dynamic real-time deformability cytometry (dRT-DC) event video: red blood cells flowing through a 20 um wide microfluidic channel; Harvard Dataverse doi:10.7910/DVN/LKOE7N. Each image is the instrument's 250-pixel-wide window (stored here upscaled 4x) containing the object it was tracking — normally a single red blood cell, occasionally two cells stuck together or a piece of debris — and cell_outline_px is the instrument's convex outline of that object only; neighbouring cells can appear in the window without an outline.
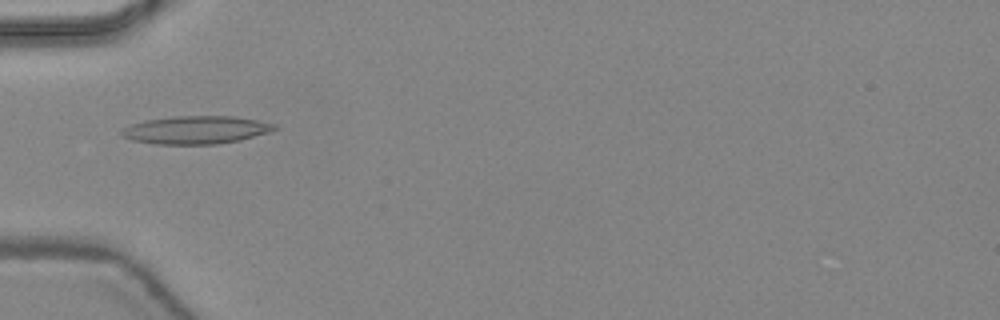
{"species": "common noctule bat (a hibernating species)", "species_latin": "Nyctalus noctula", "temperature_condition": "warm", "stored_images_in_passage": 45, "camera_frame_rate_fps": 3000, "um_per_image_px": 0.085, "animal": {"sex": "female", "body_mass_g": 24.6, "forearm_length_mm": 56.2}, "frame": {"image": 1, "passage_image": 15, "time_ms": 4.667, "image_size_px": [1000, 320], "cell_outline_px": [[280, 128], [268, 132], [240, 140], [216, 144], [156, 144], [132, 140], [120, 136], [120, 132], [128, 124], [148, 120], [172, 116], [236, 116], [276, 124]], "centroid_in_image_um": [16.64, 11.04], "position_along_channel_um": 68.4, "area_um2": 24.97}}
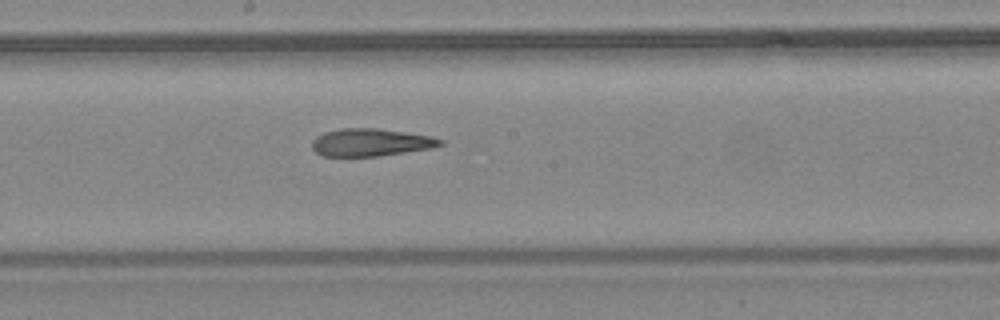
{"frame": {"image": 2, "passage_image": 25, "time_ms": 8.0, "image_size_px": [1000, 320], "cell_outline_px": [[444, 144], [428, 148], [404, 152], [376, 156], [320, 156], [312, 148], [312, 140], [316, 136], [324, 132], [340, 128], [376, 128], [432, 136], [444, 140]], "centroid_in_image_um": [31.47, 12.09], "position_along_channel_um": 216.7, "area_um2": 20.52}}
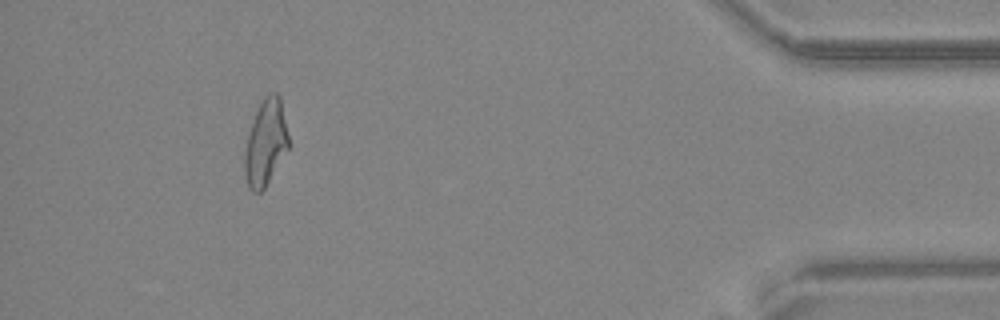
{"frame": {"image": 3, "passage_image": 42, "time_ms": 13.667, "image_size_px": [1000, 320], "cell_outline_px": [[288, 148], [264, 188], [260, 192], [252, 192], [248, 184], [244, 172], [244, 152], [248, 136], [256, 112], [264, 96], [272, 92], [276, 92], [280, 96], [288, 136]], "centroid_in_image_um": [22.57, 12.12], "position_along_channel_um": 412.6, "area_um2": 21.44}, "authors_computed_cell_mechanics": {"area_um2": 22.0218, "velocity_mm_per_s": 4.4587, "shape_relaxation_time_tau1_ms": null, "shape_relaxation_time_tau2_ms": 3.2013, "deformation_change_tau1": null, "deformation_change_tau2": 0.1564}}